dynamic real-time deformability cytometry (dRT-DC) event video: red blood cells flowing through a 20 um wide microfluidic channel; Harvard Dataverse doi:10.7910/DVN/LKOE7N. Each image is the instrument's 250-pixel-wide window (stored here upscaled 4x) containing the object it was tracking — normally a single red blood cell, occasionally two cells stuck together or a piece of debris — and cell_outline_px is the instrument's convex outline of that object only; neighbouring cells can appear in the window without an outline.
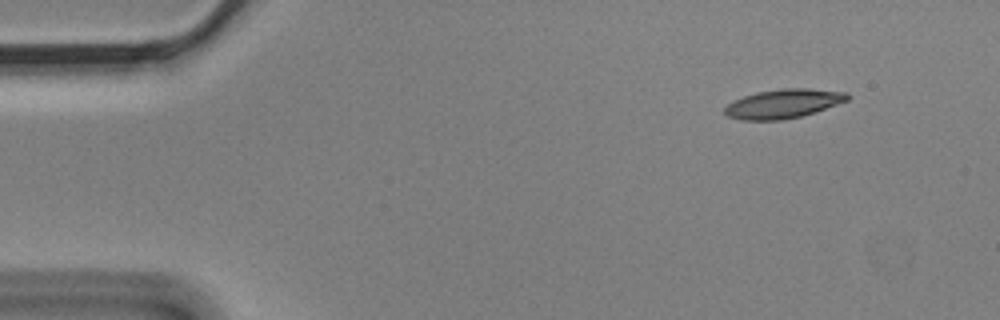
{"species": "Egyptian fruit bat (a non-hibernating species)", "species_latin": "Rousettus aegyptiacus", "temperature_condition": "cold", "stored_images_in_passage": 4, "camera_frame_rate_fps": 3000, "um_per_image_px": 0.085, "animal": {"sex": "male"}, "frame": {"image": 1, "passage_image": 1, "time_ms": 0.0, "image_size_px": [1000, 320], "cell_outline_px": [[852, 96], [848, 100], [800, 116], [780, 120], [740, 120], [728, 116], [724, 112], [724, 108], [728, 104], [744, 96], [756, 92], [780, 88], [808, 88], [848, 92]], "centroid_in_image_um": [66.58, 8.8], "position_along_channel_um": 18.4, "area_um2": 20.63}}
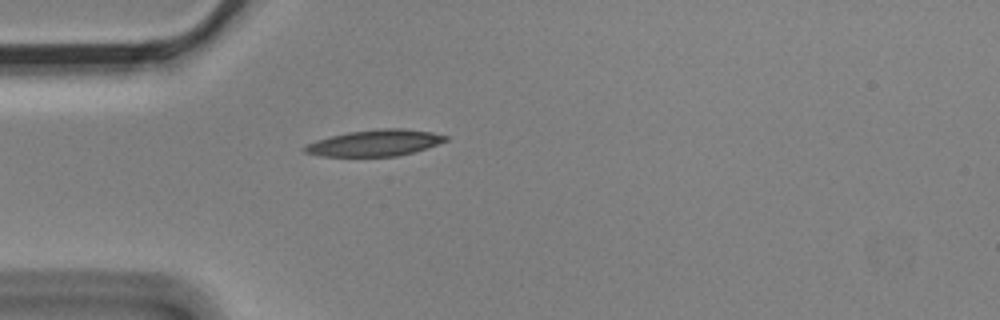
{"frame": {"image": 2, "passage_image": 4, "time_ms": 1.0, "image_size_px": [1000, 320], "cell_outline_px": [[448, 140], [412, 152], [396, 156], [320, 156], [304, 152], [300, 148], [316, 140], [348, 132], [384, 128], [404, 128], [432, 132], [448, 136]], "centroid_in_image_um": [31.84, 12.14], "position_along_channel_um": 53.2, "area_um2": 21.39}}